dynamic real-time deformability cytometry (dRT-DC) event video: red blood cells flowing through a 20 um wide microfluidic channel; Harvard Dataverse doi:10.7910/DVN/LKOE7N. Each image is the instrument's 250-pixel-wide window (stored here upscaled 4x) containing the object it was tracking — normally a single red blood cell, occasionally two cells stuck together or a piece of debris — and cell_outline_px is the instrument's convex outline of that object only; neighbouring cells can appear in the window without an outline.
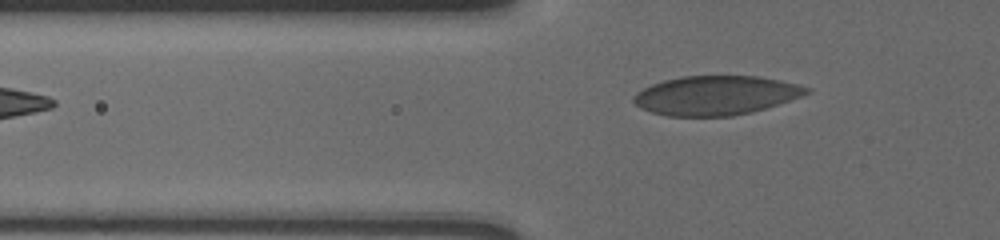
{"species": "human", "species_latin": "Homo sapiens", "temperature_condition": "cold", "stored_images_in_passage": 42, "camera_frame_rate_fps": 3000, "um_per_image_px": 0.085, "donor": {"sex": "male"}, "frame": {"image": 1, "passage_image": 5, "time_ms": 1.333, "image_size_px": [1000, 240], "cell_outline_px": [[812, 88], [808, 92], [800, 96], [752, 112], [732, 116], [668, 116], [652, 112], [640, 108], [632, 100], [632, 96], [636, 92], [652, 84], [664, 80], [680, 76], [756, 76], [780, 80]], "centroid_in_image_um": [60.79, 8.1], "position_along_channel_um": 65.0, "area_um2": 39.25}}
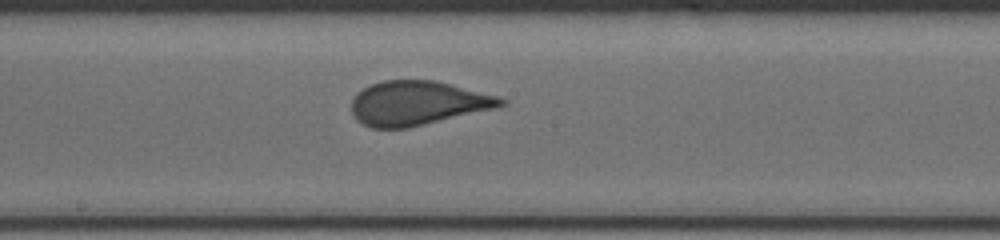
{"frame": {"image": 2, "passage_image": 18, "time_ms": 5.667, "image_size_px": [1000, 240], "cell_outline_px": [[508, 104], [496, 108], [408, 128], [372, 128], [356, 120], [352, 112], [352, 100], [356, 92], [372, 84], [384, 80], [436, 80], [496, 96], [508, 100]], "centroid_in_image_um": [35.49, 8.77], "position_along_channel_um": 212.7, "area_um2": 38.44}}
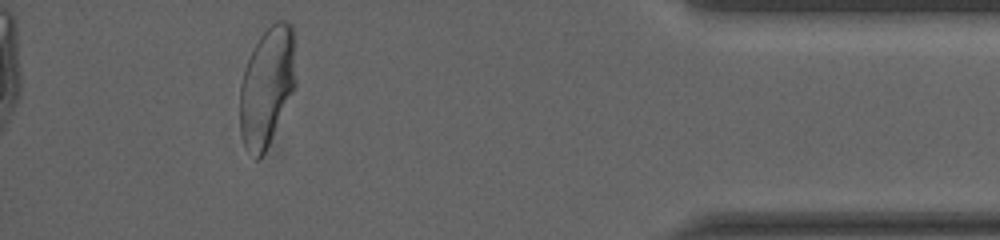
{"frame": {"image": 3, "passage_image": 38, "time_ms": 12.333, "image_size_px": [1000, 240], "cell_outline_px": [[296, 84], [268, 144], [264, 152], [256, 160], [244, 144], [240, 132], [240, 84], [244, 68], [260, 36], [276, 20], [288, 20], [292, 24], [296, 80]], "centroid_in_image_um": [22.68, 7.31], "position_along_channel_um": 412.5, "area_um2": 38.21}, "authors_computed_cell_mechanics": {"area_um2": 38.6104, "velocity_mm_per_s": 3.5991, "shape_relaxation_time_tau1_ms": 6.0181, "shape_relaxation_time_tau2_ms": null, "deformation_change_tau1": 0.1545, "deformation_change_tau2": null}}